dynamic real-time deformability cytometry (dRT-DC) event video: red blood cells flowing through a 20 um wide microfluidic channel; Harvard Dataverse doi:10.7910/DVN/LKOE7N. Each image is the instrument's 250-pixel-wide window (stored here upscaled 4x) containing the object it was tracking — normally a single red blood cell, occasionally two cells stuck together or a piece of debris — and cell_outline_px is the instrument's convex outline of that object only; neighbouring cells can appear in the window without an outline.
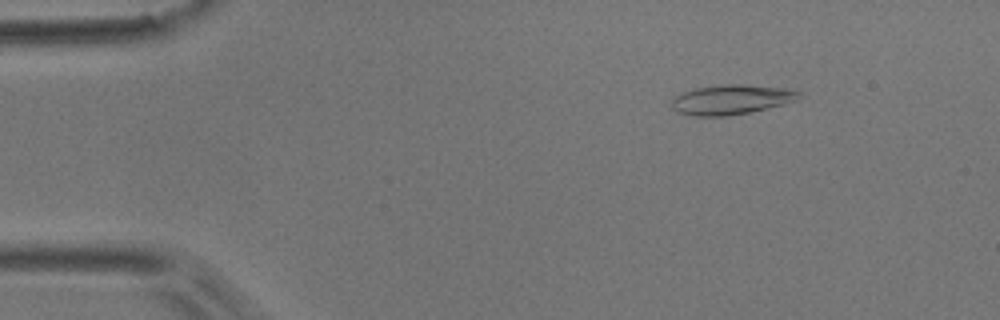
{"species": "common noctule bat (a hibernating species)", "species_latin": "Nyctalus noctula", "temperature_condition": "room temperature", "stored_images_in_passage": 48, "camera_frame_rate_fps": 3000, "um_per_image_px": 0.085, "animal": {"sex": "male", "body_mass_g": 17.9}, "frame": {"image": 1, "passage_image": 1, "time_ms": 0.0, "image_size_px": [1000, 320], "cell_outline_px": [[800, 100], [784, 104], [748, 112], [728, 116], [696, 116], [680, 112], [672, 108], [672, 100], [676, 96], [684, 92], [696, 88], [724, 84], [744, 84], [784, 88], [800, 92]], "centroid_in_image_um": [62.19, 8.46], "position_along_channel_um": 22.8, "area_um2": 21.85}}
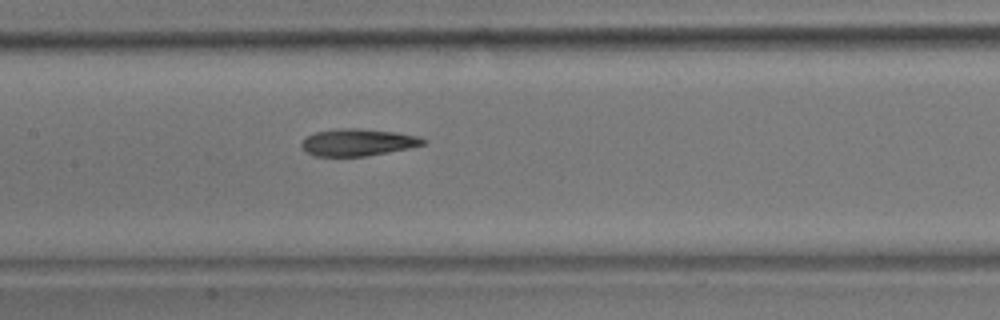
{"frame": {"image": 2, "passage_image": 19, "time_ms": 6.0, "image_size_px": [1000, 320], "cell_outline_px": [[428, 140], [424, 144], [408, 148], [364, 156], [316, 156], [304, 152], [300, 148], [300, 144], [308, 136], [316, 132], [344, 128], [356, 128], [396, 132], [420, 136]], "centroid_in_image_um": [30.41, 12.1], "position_along_channel_um": 177.0, "area_um2": 19.07}}
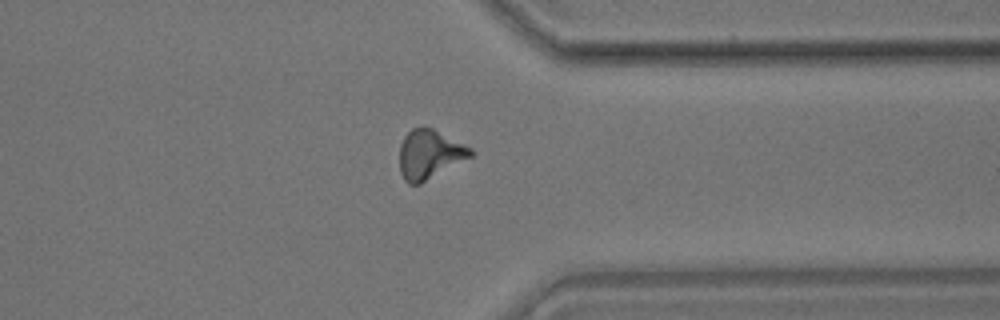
{"frame": {"image": 3, "passage_image": 35, "time_ms": 11.333, "image_size_px": [1000, 320], "cell_outline_px": [[476, 152], [472, 156], [420, 184], [408, 184], [404, 180], [400, 172], [400, 144], [404, 136], [412, 128], [432, 128], [472, 148]], "centroid_in_image_um": [36.51, 13.13], "position_along_channel_um": 374.9, "area_um2": 20.23}, "authors_computed_cell_mechanics": {"area_um2": 19.363, "velocity_mm_per_s": 3.7829, "shape_relaxation_time_tau1_ms": 5.8099, "shape_relaxation_time_tau2_ms": 4.1914, "deformation_change_tau1": 0.18, "deformation_change_tau2": 0.1283}}